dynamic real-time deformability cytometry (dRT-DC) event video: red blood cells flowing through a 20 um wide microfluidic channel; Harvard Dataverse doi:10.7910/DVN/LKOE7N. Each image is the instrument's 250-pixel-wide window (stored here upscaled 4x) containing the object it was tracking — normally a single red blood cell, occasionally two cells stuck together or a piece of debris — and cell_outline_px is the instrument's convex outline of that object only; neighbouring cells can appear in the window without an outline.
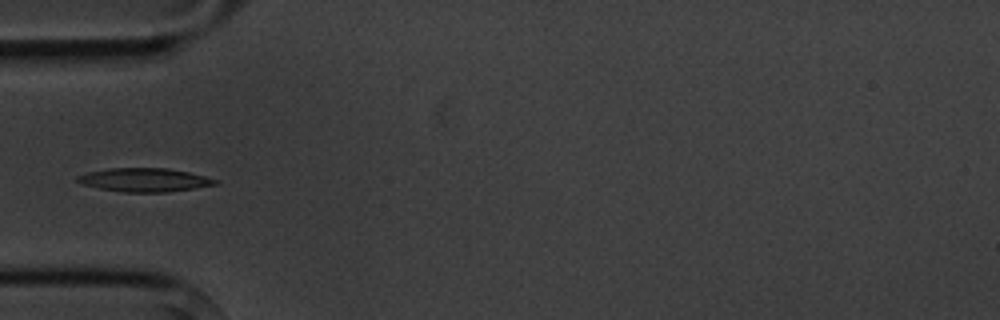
{"species": "common noctule bat (a hibernating species)", "species_latin": "Nyctalus noctula", "temperature_condition": "cold", "stored_images_in_passage": 3, "camera_frame_rate_fps": 3000, "um_per_image_px": 0.085, "animal": {"sex": "male", "body_mass_g": 20.1, "forearm_length_mm": 53.5}, "frame": {"image": 1, "passage_image": 2, "time_ms": 1.333, "image_size_px": [1000, 320], "cell_outline_px": [[220, 184], [168, 192], [124, 192], [100, 188], [84, 184], [76, 180], [76, 176], [88, 172], [108, 168], [168, 168], [188, 172], [220, 180]], "centroid_in_image_um": [12.32, 15.29], "position_along_channel_um": 72.7, "area_um2": 18.9}}
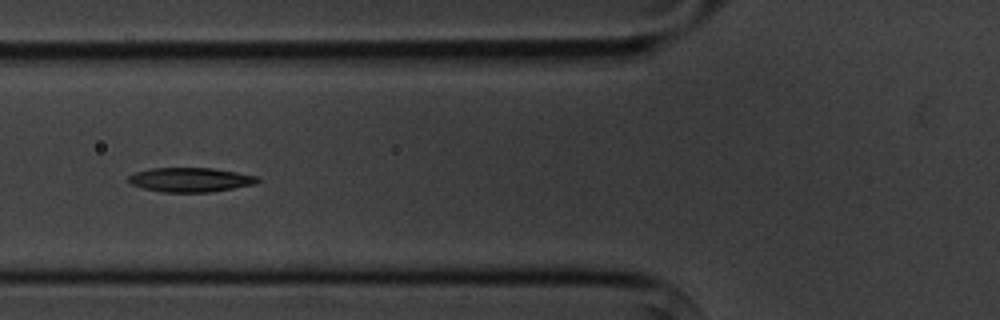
{"frame": {"image": 2, "passage_image": 3, "time_ms": 2.333, "image_size_px": [1000, 320], "cell_outline_px": [[260, 180], [256, 184], [212, 192], [164, 192], [144, 188], [132, 184], [128, 180], [128, 176], [132, 172], [152, 168], [212, 168], [260, 176]], "centroid_in_image_um": [16.21, 15.27], "position_along_channel_um": 109.6, "area_um2": 18.38}}